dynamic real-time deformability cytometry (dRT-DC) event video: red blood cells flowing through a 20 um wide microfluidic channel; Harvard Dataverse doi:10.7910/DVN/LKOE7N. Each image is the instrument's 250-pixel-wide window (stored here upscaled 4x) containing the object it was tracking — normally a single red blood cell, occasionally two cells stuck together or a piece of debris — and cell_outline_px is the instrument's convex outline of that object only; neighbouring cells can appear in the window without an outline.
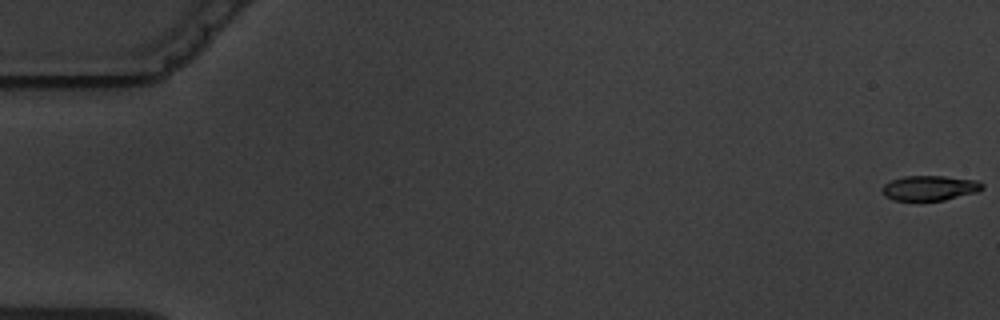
{"species": "common noctule bat (a hibernating species)", "species_latin": "Nyctalus noctula", "temperature_condition": "warm", "stored_images_in_passage": 5, "camera_frame_rate_fps": 3000, "um_per_image_px": 0.085, "animal": {"sex": "male", "body_mass_g": 19.5, "forearm_length_mm": 54.6}, "frame": {"image": 1, "passage_image": 1, "time_ms": 0.0, "image_size_px": [1000, 320], "cell_outline_px": [[984, 188], [976, 192], [944, 200], [892, 200], [884, 196], [880, 192], [880, 188], [884, 184], [892, 180], [904, 176], [944, 176], [976, 180], [984, 184]], "centroid_in_image_um": [78.98, 15.98], "position_along_channel_um": 6.0, "area_um2": 14.62}}
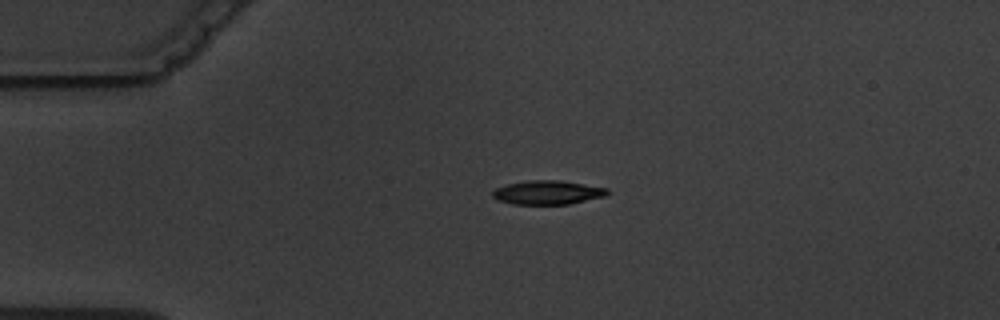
{"frame": {"image": 2, "passage_image": 4, "time_ms": 4.333, "image_size_px": [1000, 320], "cell_outline_px": [[608, 192], [604, 196], [568, 204], [512, 204], [496, 200], [492, 196], [492, 192], [496, 188], [508, 184], [528, 180], [560, 180], [608, 188]], "centroid_in_image_um": [46.51, 16.36], "position_along_channel_um": 38.5, "area_um2": 15.9}}